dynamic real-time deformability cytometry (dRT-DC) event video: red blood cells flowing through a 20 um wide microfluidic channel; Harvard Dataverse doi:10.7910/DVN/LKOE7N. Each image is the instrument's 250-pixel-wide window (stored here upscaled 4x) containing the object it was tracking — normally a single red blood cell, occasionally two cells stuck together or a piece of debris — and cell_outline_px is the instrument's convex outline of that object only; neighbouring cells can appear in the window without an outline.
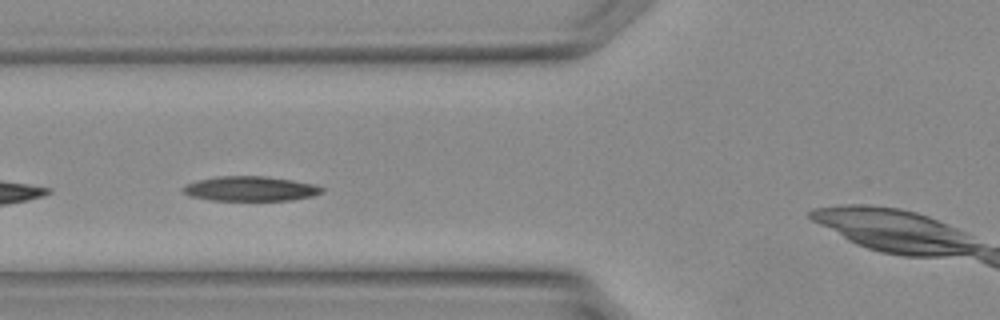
{"species": "Egyptian fruit bat (a non-hibernating species)", "species_latin": "Rousettus aegyptiacus", "temperature_condition": "warm", "stored_images_in_passage": 11, "camera_frame_rate_fps": 3000, "um_per_image_px": 0.085, "animal": {"sex": "female"}, "frame": {"image": 1, "passage_image": 8, "time_ms": 2.333, "image_size_px": [1000, 320], "cell_outline_px": [[324, 192], [312, 196], [292, 200], [212, 200], [188, 196], [180, 188], [196, 180], [216, 176], [264, 176], [292, 180], [312, 184], [324, 188]], "centroid_in_image_um": [21.26, 16.04], "position_along_channel_um": 104.5, "area_um2": 20.0}}